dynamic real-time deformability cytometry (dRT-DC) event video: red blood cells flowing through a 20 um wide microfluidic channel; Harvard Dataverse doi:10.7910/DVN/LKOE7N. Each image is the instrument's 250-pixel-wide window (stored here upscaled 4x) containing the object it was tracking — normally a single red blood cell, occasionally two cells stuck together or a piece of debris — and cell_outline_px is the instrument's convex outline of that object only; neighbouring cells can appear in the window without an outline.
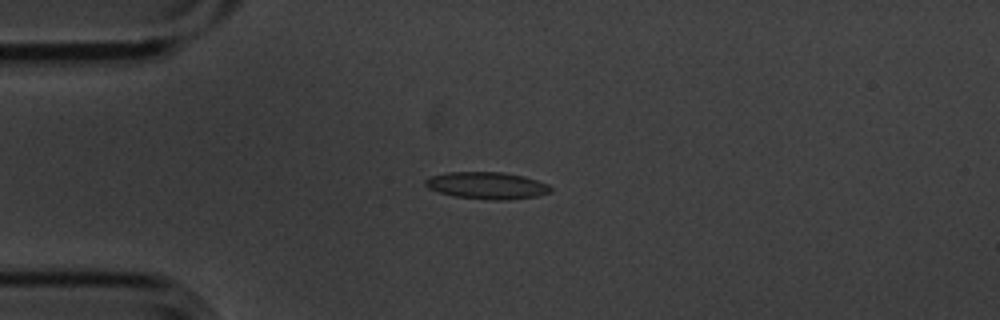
{"species": "common noctule bat (a hibernating species)", "species_latin": "Nyctalus noctula", "temperature_condition": "cold", "stored_images_in_passage": 14, "camera_frame_rate_fps": 3000, "um_per_image_px": 0.085, "animal": {"sex": "male", "body_mass_g": 20.1, "forearm_length_mm": 53.5}, "frame": {"image": 1, "passage_image": 3, "time_ms": 0.667, "image_size_px": [1000, 320], "cell_outline_px": [[552, 192], [536, 196], [504, 200], [496, 200], [456, 196], [440, 192], [428, 188], [424, 184], [424, 180], [428, 176], [448, 172], [504, 172], [524, 176], [548, 184], [552, 188]], "centroid_in_image_um": [41.38, 15.75], "position_along_channel_um": 43.6, "area_um2": 19.65}}
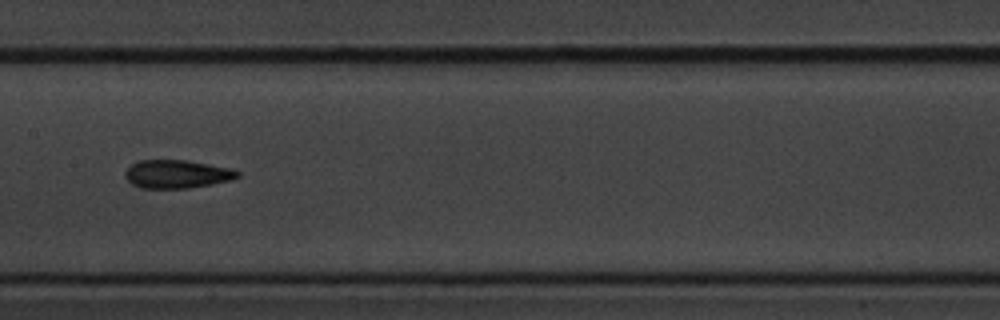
{"frame": {"image": 2, "passage_image": 7, "time_ms": 2.0, "image_size_px": [1000, 320], "cell_outline_px": [[240, 176], [232, 180], [212, 184], [188, 188], [140, 188], [132, 184], [124, 176], [124, 172], [132, 164], [140, 160], [188, 160], [232, 168], [240, 172]], "centroid_in_image_um": [15.06, 14.79], "position_along_channel_um": 192.3, "area_um2": 18.67}}
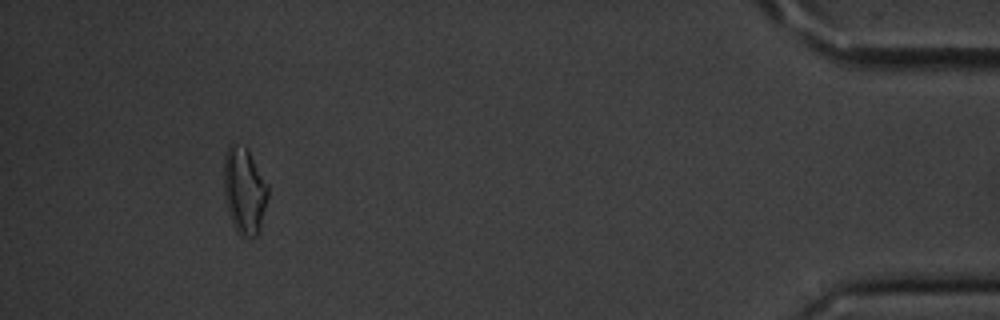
{"frame": {"image": 3, "passage_image": 13, "time_ms": 4.0, "image_size_px": [1000, 320], "cell_outline_px": [[268, 196], [260, 232], [256, 236], [240, 236], [236, 232], [228, 212], [224, 196], [224, 156], [228, 144], [232, 140], [244, 144], [248, 148], [268, 184]], "centroid_in_image_um": [20.76, 16.14], "position_along_channel_um": 414.4, "area_um2": 22.95}}